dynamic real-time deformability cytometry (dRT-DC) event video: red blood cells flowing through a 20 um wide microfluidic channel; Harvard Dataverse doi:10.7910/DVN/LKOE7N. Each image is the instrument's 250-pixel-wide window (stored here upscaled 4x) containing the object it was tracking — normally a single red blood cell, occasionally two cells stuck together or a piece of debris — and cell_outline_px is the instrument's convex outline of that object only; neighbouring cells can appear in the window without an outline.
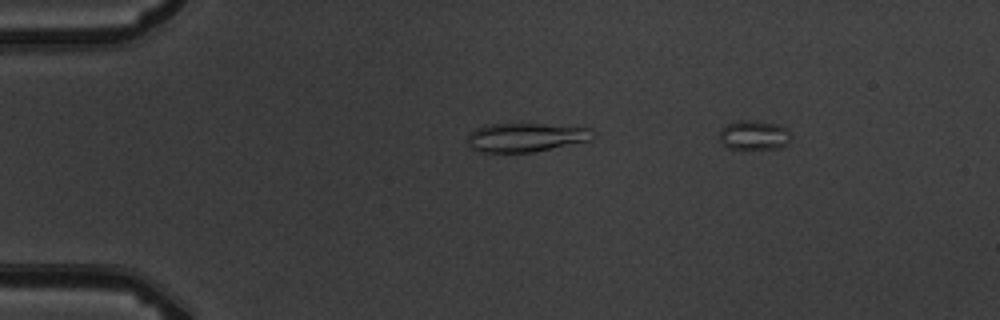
{"species": "common noctule bat (a hibernating species)", "species_latin": "Nyctalus noctula", "temperature_condition": "warm", "stored_images_in_passage": 4, "camera_frame_rate_fps": 3000, "um_per_image_px": 0.085, "animal": {"sex": "male", "body_mass_g": 19.5, "forearm_length_mm": 54.6}, "frame": {"image": 1, "passage_image": 2, "time_ms": 1.333, "image_size_px": [1000, 320], "cell_outline_px": [[596, 136], [592, 140], [532, 152], [480, 152], [472, 148], [468, 144], [468, 132], [484, 124], [540, 124], [588, 128]], "centroid_in_image_um": [44.65, 11.67], "position_along_channel_um": 40.3, "area_um2": 20.98}}